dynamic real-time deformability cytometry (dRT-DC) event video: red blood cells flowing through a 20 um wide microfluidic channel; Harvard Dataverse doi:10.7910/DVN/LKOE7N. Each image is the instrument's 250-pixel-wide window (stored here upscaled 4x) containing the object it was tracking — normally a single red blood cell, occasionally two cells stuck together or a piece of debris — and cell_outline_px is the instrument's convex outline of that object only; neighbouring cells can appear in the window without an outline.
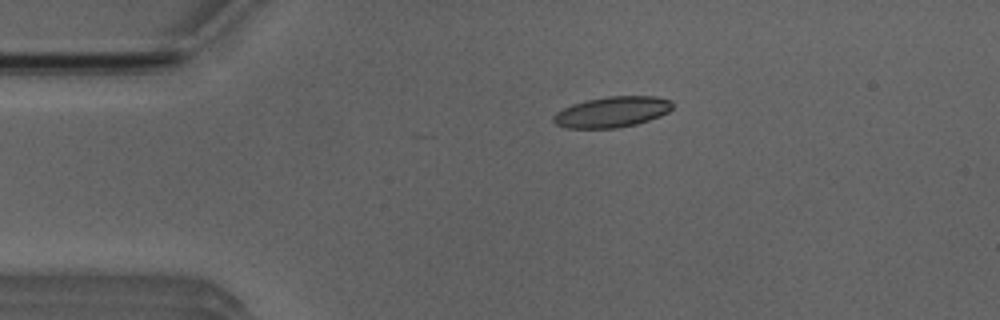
{"species": "Egyptian fruit bat (a non-hibernating species)", "species_latin": "Rousettus aegyptiacus", "temperature_condition": "room temperature", "stored_images_in_passage": 2, "camera_frame_rate_fps": 3000, "um_per_image_px": 0.085, "animal": {"sex": "male"}, "frame": {"image": 1, "passage_image": 1, "time_ms": 0.0, "image_size_px": [1000, 320], "cell_outline_px": [[672, 108], [668, 112], [660, 116], [636, 124], [616, 128], [564, 128], [556, 124], [552, 120], [552, 116], [556, 112], [572, 104], [588, 100], [608, 96], [656, 96], [672, 100]], "centroid_in_image_um": [52.02, 9.51], "position_along_channel_um": 33.0, "area_um2": 21.33}}